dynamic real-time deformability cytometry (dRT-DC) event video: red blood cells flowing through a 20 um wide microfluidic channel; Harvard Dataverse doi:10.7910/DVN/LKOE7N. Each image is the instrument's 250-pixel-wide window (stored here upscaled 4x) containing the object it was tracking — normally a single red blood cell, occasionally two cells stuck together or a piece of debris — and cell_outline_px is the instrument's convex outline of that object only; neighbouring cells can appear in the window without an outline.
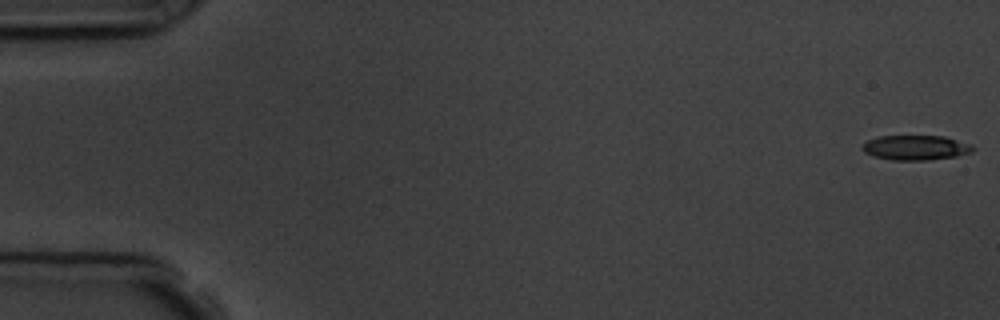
{"species": "common noctule bat (a hibernating species)", "species_latin": "Nyctalus noctula", "temperature_condition": "room temperature", "stored_images_in_passage": 6, "camera_frame_rate_fps": 3000, "um_per_image_px": 0.085, "animal": {"sex": "male", "body_mass_g": 19.5, "forearm_length_mm": 54.6}, "frame": {"image": 1, "passage_image": 1, "time_ms": 0.0, "image_size_px": [1000, 320], "cell_outline_px": [[976, 148], [972, 152], [956, 156], [928, 160], [892, 160], [872, 156], [864, 152], [860, 148], [868, 140], [876, 136], [944, 136], [972, 144]], "centroid_in_image_um": [77.84, 12.55], "position_along_channel_um": 7.2, "area_um2": 16.13}}
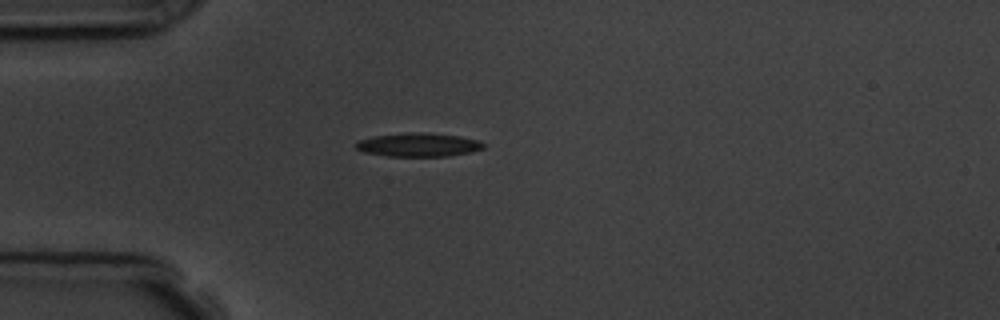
{"frame": {"image": 2, "passage_image": 5, "time_ms": 4.667, "image_size_px": [1000, 320], "cell_outline_px": [[484, 148], [472, 152], [448, 156], [388, 156], [364, 152], [356, 148], [356, 140], [376, 136], [408, 132], [424, 132], [460, 136], [480, 140], [484, 144]], "centroid_in_image_um": [35.59, 12.3], "position_along_channel_um": 49.4, "area_um2": 17.63}}